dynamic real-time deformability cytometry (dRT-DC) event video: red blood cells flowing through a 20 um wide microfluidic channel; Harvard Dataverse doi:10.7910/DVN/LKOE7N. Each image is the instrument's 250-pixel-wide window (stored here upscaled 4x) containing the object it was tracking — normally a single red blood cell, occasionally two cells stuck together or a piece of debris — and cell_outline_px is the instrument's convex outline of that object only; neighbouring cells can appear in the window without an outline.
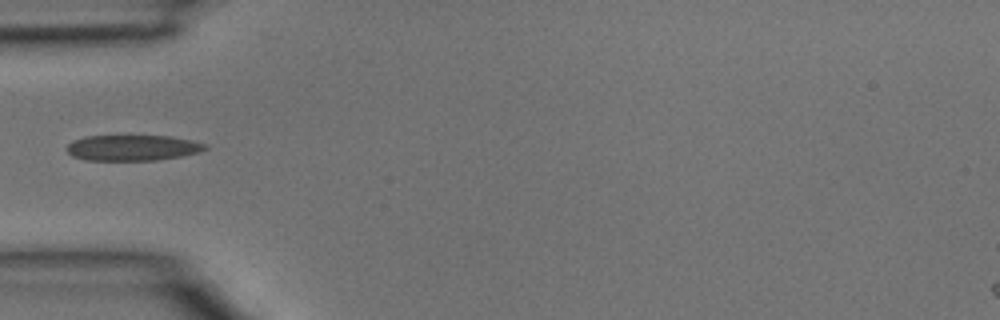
{"species": "common noctule bat (a hibernating species)", "species_latin": "Nyctalus noctula", "temperature_condition": "room temperature", "stored_images_in_passage": 4, "camera_frame_rate_fps": 3000, "um_per_image_px": 0.085, "animal": {"sex": "male", "body_mass_g": 15.6}, "frame": {"image": 1, "passage_image": 4, "time_ms": 1.0, "image_size_px": [1000, 320], "cell_outline_px": [[208, 148], [200, 152], [180, 156], [156, 160], [84, 160], [72, 156], [64, 148], [72, 140], [84, 136], [172, 136], [192, 140], [208, 144]], "centroid_in_image_um": [11.26, 12.55], "position_along_channel_um": 73.7, "area_um2": 20.92}}